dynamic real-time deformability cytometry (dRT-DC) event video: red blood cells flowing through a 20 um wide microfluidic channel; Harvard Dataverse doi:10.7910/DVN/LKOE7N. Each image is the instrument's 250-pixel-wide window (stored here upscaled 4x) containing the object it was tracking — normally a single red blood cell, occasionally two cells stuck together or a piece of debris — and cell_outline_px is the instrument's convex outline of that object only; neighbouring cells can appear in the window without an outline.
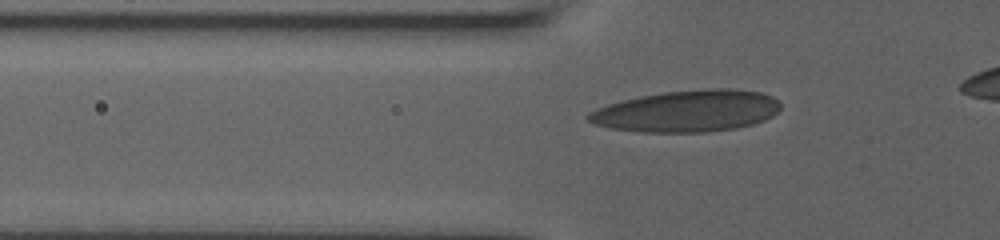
{"species": "human", "species_latin": "Homo sapiens", "temperature_condition": "room temperature", "stored_images_in_passage": 39, "camera_frame_rate_fps": 3000, "um_per_image_px": 0.085, "donor": {"sex": "male"}, "frame": {"image": 1, "passage_image": 8, "time_ms": 2.333, "image_size_px": [1000, 240], "cell_outline_px": [[780, 108], [772, 116], [764, 120], [752, 124], [736, 128], [704, 132], [636, 132], [612, 128], [596, 124], [588, 120], [584, 116], [588, 112], [596, 108], [620, 100], [640, 96], [664, 92], [708, 88], [736, 88], [760, 92], [772, 96], [780, 100]], "centroid_in_image_um": [58.41, 9.43], "position_along_channel_um": 67.4, "area_um2": 46.93}}
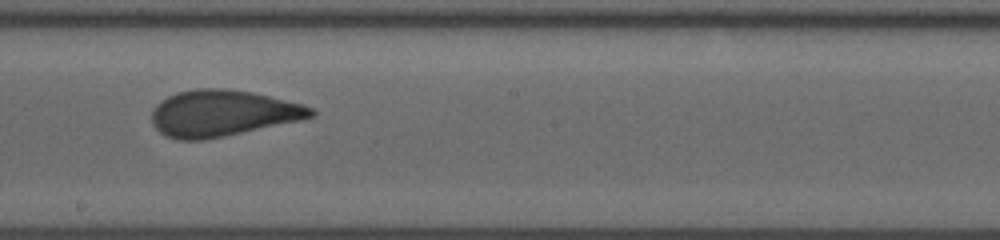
{"frame": {"image": 2, "passage_image": 21, "time_ms": 6.667, "image_size_px": [1000, 240], "cell_outline_px": [[316, 116], [300, 120], [224, 136], [204, 140], [180, 140], [164, 136], [152, 124], [152, 108], [160, 100], [176, 92], [196, 88], [228, 88], [252, 92], [304, 104], [312, 108], [316, 112]], "centroid_in_image_um": [18.89, 9.61], "position_along_channel_um": 229.3, "area_um2": 43.18}}
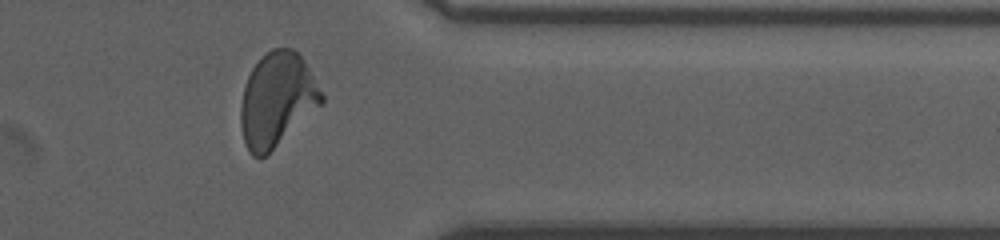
{"frame": {"image": 3, "passage_image": 34, "time_ms": 11.0, "image_size_px": [1000, 240], "cell_outline_px": [[324, 100], [320, 104], [260, 160], [252, 156], [248, 152], [244, 140], [240, 124], [240, 108], [244, 88], [248, 76], [252, 68], [272, 48], [292, 48], [304, 60], [324, 96]], "centroid_in_image_um": [23.5, 8.47], "position_along_channel_um": 387.9, "area_um2": 43.23}}